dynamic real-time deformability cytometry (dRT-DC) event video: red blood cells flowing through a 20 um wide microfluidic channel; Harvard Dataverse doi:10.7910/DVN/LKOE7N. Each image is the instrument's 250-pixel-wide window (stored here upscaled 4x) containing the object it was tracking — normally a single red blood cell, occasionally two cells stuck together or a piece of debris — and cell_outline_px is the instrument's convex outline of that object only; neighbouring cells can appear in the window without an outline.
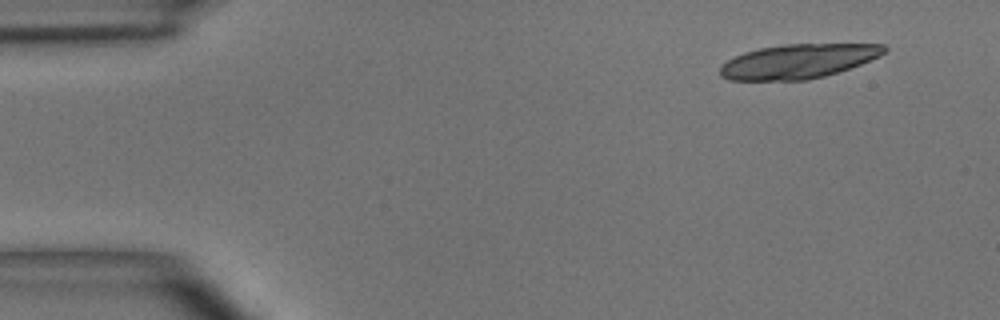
{"species": "common noctule bat (a hibernating species)", "species_latin": "Nyctalus noctula", "temperature_condition": "room temperature", "stored_images_in_passage": 3, "camera_frame_rate_fps": 3000, "um_per_image_px": 0.085, "animal": {"sex": "male", "body_mass_g": 15.6}, "frame": {"image": 1, "passage_image": 1, "time_ms": 0.0, "image_size_px": [1000, 320], "cell_outline_px": [[888, 48], [880, 56], [860, 64], [824, 76], [808, 80], [728, 80], [720, 76], [720, 68], [728, 60], [744, 52], [760, 48], [784, 44], [884, 44]], "centroid_in_image_um": [67.84, 5.21], "position_along_channel_um": 17.2, "area_um2": 32.6}}